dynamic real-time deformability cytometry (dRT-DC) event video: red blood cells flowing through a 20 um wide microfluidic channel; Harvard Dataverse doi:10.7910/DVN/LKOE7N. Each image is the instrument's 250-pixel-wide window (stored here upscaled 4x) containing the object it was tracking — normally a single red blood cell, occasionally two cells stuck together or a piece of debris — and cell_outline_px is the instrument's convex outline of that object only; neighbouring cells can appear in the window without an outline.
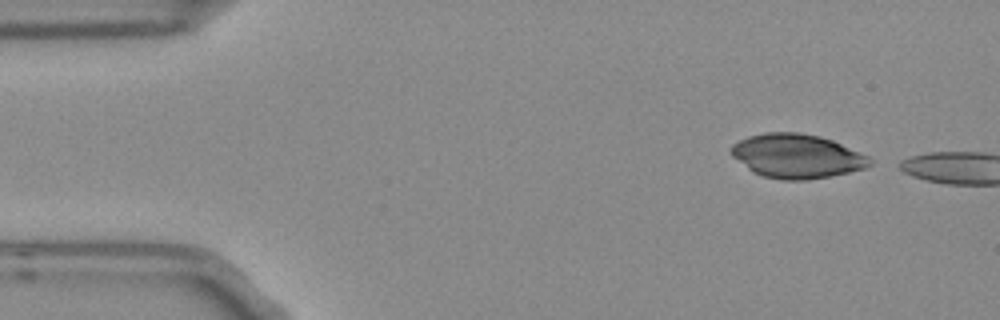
{"species": "Egyptian fruit bat (a non-hibernating species)", "species_latin": "Rousettus aegyptiacus", "temperature_condition": "room temperature", "stored_images_in_passage": 2, "camera_frame_rate_fps": 3000, "um_per_image_px": 0.085, "frame": {"image": 1, "passage_image": 1, "time_ms": 0.0, "image_size_px": [1000, 320], "cell_outline_px": [[872, 164], [864, 168], [848, 172], [808, 180], [784, 180], [764, 176], [752, 172], [732, 156], [732, 144], [748, 136], [764, 132], [800, 132], [820, 136], [832, 140], [868, 156], [872, 160]], "centroid_in_image_um": [67.72, 13.26], "position_along_channel_um": 17.3, "area_um2": 35.43}}